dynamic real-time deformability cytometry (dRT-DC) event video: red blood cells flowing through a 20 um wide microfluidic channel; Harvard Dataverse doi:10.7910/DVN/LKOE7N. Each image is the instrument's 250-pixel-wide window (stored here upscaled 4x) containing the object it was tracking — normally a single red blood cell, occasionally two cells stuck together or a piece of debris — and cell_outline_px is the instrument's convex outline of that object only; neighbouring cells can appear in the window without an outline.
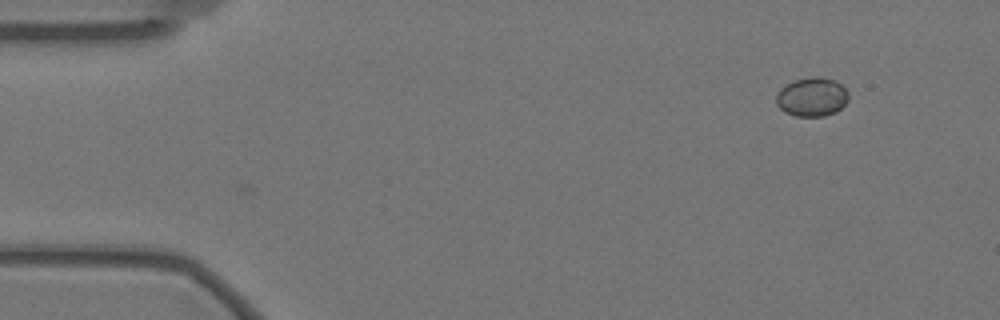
{"species": "Egyptian fruit bat (a non-hibernating species)", "species_latin": "Rousettus aegyptiacus", "temperature_condition": "warm", "stored_images_in_passage": 4, "camera_frame_rate_fps": 3000, "um_per_image_px": 0.085, "animal": {"sex": "female"}, "frame": {"image": 1, "passage_image": 4, "time_ms": 1.0, "image_size_px": [1000, 320], "cell_outline_px": [[848, 100], [836, 112], [824, 116], [796, 116], [784, 112], [776, 104], [776, 96], [780, 88], [792, 80], [812, 76], [816, 76], [832, 80], [840, 84], [848, 92]], "centroid_in_image_um": [68.98, 8.24], "position_along_channel_um": 16.0, "area_um2": 16.42}}